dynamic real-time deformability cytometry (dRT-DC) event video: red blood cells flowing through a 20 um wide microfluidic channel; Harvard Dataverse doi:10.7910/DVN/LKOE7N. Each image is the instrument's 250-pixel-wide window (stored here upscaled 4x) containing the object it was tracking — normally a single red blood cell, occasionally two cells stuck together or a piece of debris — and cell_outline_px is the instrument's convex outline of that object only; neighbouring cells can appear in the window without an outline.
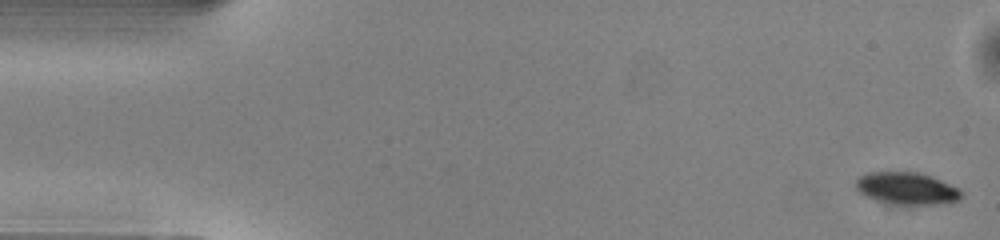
{"species": "common noctule bat (a hibernating species)", "species_latin": "Nyctalus noctula", "temperature_condition": "warm", "stored_images_in_passage": 50, "camera_frame_rate_fps": 3000, "um_per_image_px": 0.085, "animal": {"sex": "male", "body_mass_g": 13.0, "forearm_length_mm": 53.1}, "frame": {"image": 1, "passage_image": 1, "time_ms": 0.0, "image_size_px": [1000, 240], "cell_outline_px": [[960, 200], [936, 204], [892, 204], [876, 200], [864, 196], [856, 188], [856, 180], [860, 176], [868, 172], [916, 172], [932, 176], [960, 188]], "centroid_in_image_um": [77.06, 16.01], "position_along_channel_um": 7.9, "area_um2": 19.71}}
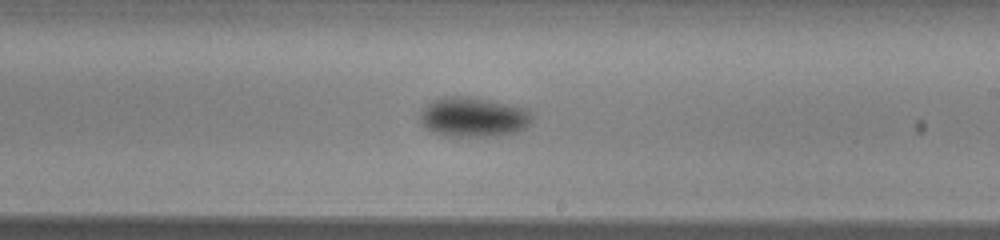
{"frame": {"image": 2, "passage_image": 29, "time_ms": 9.333, "image_size_px": [1000, 240], "cell_outline_px": [[532, 120], [520, 132], [500, 136], [444, 136], [428, 128], [420, 120], [420, 112], [432, 100], [440, 96], [468, 96], [492, 100], [524, 108], [532, 112]], "centroid_in_image_um": [40.27, 9.94], "position_along_channel_um": 248.7, "area_um2": 26.07}}
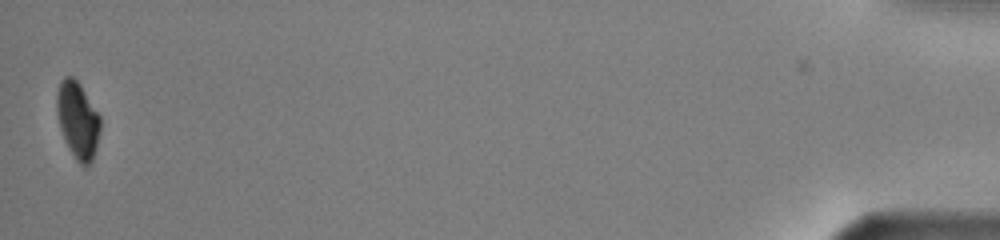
{"frame": {"image": 3, "passage_image": 50, "time_ms": 16.333, "image_size_px": [1000, 240], "cell_outline_px": [[100, 132], [96, 148], [92, 160], [84, 168], [76, 160], [68, 148], [60, 128], [56, 112], [56, 92], [60, 80], [64, 76], [72, 76], [80, 84], [100, 116]], "centroid_in_image_um": [6.59, 10.2], "position_along_channel_um": 428.6, "area_um2": 19.59}, "authors_computed_cell_mechanics": {"area_um2": 22.1952, "velocity_mm_per_s": 4.0333, "shape_relaxation_time_tau1_ms": 2.3385, "shape_relaxation_time_tau2_ms": null, "deformation_change_tau1": 0.0928, "deformation_change_tau2": null}}